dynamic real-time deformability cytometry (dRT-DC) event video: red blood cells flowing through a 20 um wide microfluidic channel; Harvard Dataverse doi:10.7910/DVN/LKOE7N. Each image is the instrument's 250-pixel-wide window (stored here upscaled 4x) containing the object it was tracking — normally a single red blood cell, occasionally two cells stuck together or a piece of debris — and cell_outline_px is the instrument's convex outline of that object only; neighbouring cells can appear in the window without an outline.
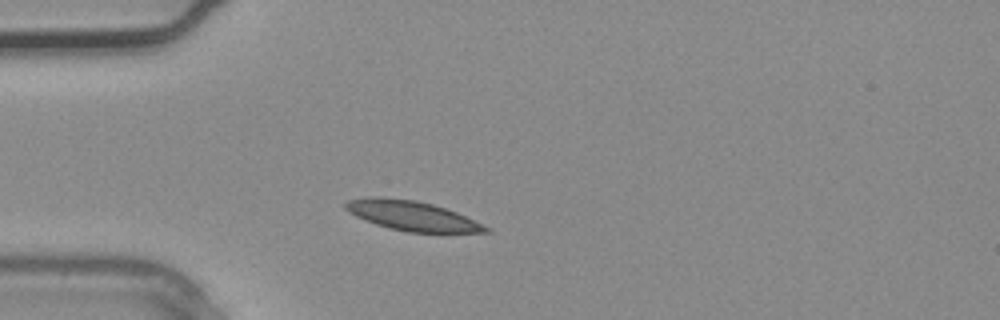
{"species": "common noctule bat (a hibernating species)", "species_latin": "Nyctalus noctula", "temperature_condition": "warm", "stored_images_in_passage": 1, "camera_frame_rate_fps": 3000, "um_per_image_px": 0.085, "animal": {"sex": "male", "body_mass_g": 20.4}, "frame": {"image": 1, "passage_image": 1, "time_ms": 0.0, "image_size_px": [1000, 320], "cell_outline_px": [[492, 232], [408, 232], [376, 224], [364, 220], [348, 212], [344, 208], [344, 204], [348, 200], [368, 196], [380, 196], [416, 200], [432, 204], [456, 212], [492, 228]], "centroid_in_image_um": [34.99, 18.32], "position_along_channel_um": 50.0, "area_um2": 24.22}}